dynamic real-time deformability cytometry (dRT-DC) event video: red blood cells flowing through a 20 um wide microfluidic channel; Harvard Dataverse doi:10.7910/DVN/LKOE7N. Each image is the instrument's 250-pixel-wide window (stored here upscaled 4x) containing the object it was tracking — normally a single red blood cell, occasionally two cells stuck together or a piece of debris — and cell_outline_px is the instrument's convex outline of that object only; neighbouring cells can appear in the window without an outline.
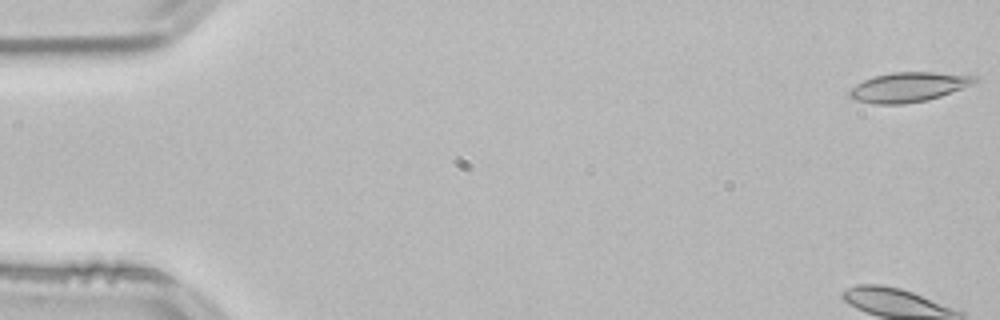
{"species": "common noctule bat (a hibernating species)", "species_latin": "Nyctalus noctula", "temperature_condition": "room temperature", "stored_images_in_passage": 53, "camera_frame_rate_fps": 3000, "um_per_image_px": 0.085, "animal": {"sex": "male", "body_mass_g": 21.5, "forearm_length_mm": 52.0}, "frame": {"image": 1, "passage_image": 1, "time_ms": 0.0, "image_size_px": [1000, 320], "cell_outline_px": [[980, 80], [972, 84], [940, 96], [928, 100], [904, 104], [872, 104], [856, 100], [848, 96], [848, 92], [856, 84], [864, 80], [876, 76], [892, 72], [932, 72], [980, 76]], "centroid_in_image_um": [77.23, 7.4], "position_along_channel_um": 7.8, "area_um2": 21.62}}